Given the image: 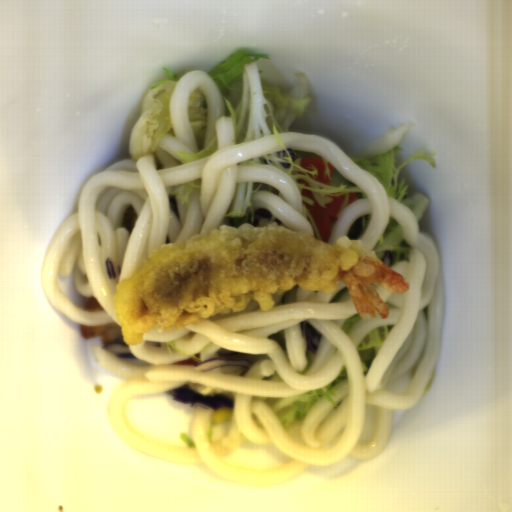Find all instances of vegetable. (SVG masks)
Wrapping results in <instances>:
<instances>
[{"label": "vegetable", "instance_id": "6e5ebb59", "mask_svg": "<svg viewBox=\"0 0 512 512\" xmlns=\"http://www.w3.org/2000/svg\"><path fill=\"white\" fill-rule=\"evenodd\" d=\"M270 184L260 181H239L235 184L234 193L225 219L231 224L253 220L254 212L251 198L255 191H270Z\"/></svg>", "mask_w": 512, "mask_h": 512}, {"label": "vegetable", "instance_id": "8f37a823", "mask_svg": "<svg viewBox=\"0 0 512 512\" xmlns=\"http://www.w3.org/2000/svg\"><path fill=\"white\" fill-rule=\"evenodd\" d=\"M411 249L400 223L390 215L384 231L370 251L392 269L399 263L409 261Z\"/></svg>", "mask_w": 512, "mask_h": 512}, {"label": "vegetable", "instance_id": "add77e79", "mask_svg": "<svg viewBox=\"0 0 512 512\" xmlns=\"http://www.w3.org/2000/svg\"><path fill=\"white\" fill-rule=\"evenodd\" d=\"M259 59L268 56L249 48H239L212 70L206 72L217 85L223 99L225 115L233 125L234 146L257 138L273 135L281 150L269 152L235 164L269 167L287 174L294 182L301 198L303 214L310 224L314 236L322 242L319 231L306 206L313 201L303 196L304 189L322 206L332 202L333 197H342L348 204L353 194L358 199L368 198L367 193L351 182L337 168L334 169L327 186L316 179L317 168L298 165L292 150L282 143L279 133L291 132L294 121L308 105V79L298 73L296 85L290 93H281L275 85L261 81Z\"/></svg>", "mask_w": 512, "mask_h": 512}, {"label": "vegetable", "instance_id": "ea0f7189", "mask_svg": "<svg viewBox=\"0 0 512 512\" xmlns=\"http://www.w3.org/2000/svg\"><path fill=\"white\" fill-rule=\"evenodd\" d=\"M412 127V122L395 125L380 137L359 148L349 159L362 170L370 172L384 187L388 197L406 204L414 213L418 224L430 206V199L420 192H408L409 185L404 178L397 180L400 172L409 164L418 161L437 166L434 152L420 148L408 156L400 166L397 157L402 151L401 142Z\"/></svg>", "mask_w": 512, "mask_h": 512}, {"label": "vegetable", "instance_id": "96ceb2fe", "mask_svg": "<svg viewBox=\"0 0 512 512\" xmlns=\"http://www.w3.org/2000/svg\"><path fill=\"white\" fill-rule=\"evenodd\" d=\"M348 383L347 370H343L329 384L293 397L274 398L270 411L275 418L286 428L302 424L310 408L318 400H327L337 408L334 394Z\"/></svg>", "mask_w": 512, "mask_h": 512}, {"label": "vegetable", "instance_id": "f1789d4c", "mask_svg": "<svg viewBox=\"0 0 512 512\" xmlns=\"http://www.w3.org/2000/svg\"><path fill=\"white\" fill-rule=\"evenodd\" d=\"M208 109V98L203 90L198 88L193 90L188 100V119L197 151L193 153L172 151L189 164L207 158L218 149V142L215 137L206 145Z\"/></svg>", "mask_w": 512, "mask_h": 512}, {"label": "vegetable", "instance_id": "8f987158", "mask_svg": "<svg viewBox=\"0 0 512 512\" xmlns=\"http://www.w3.org/2000/svg\"><path fill=\"white\" fill-rule=\"evenodd\" d=\"M371 220V213L370 214H364L357 218L350 226L348 232H347V238L356 240L360 237V235L363 233V231L368 226L369 222Z\"/></svg>", "mask_w": 512, "mask_h": 512}, {"label": "vegetable", "instance_id": "f7b5029e", "mask_svg": "<svg viewBox=\"0 0 512 512\" xmlns=\"http://www.w3.org/2000/svg\"><path fill=\"white\" fill-rule=\"evenodd\" d=\"M168 78L159 81L148 91L142 105L141 116L132 128L128 155L136 161L159 148L162 135H172L170 101L172 93L183 76L164 69Z\"/></svg>", "mask_w": 512, "mask_h": 512}, {"label": "vegetable", "instance_id": "b0100df1", "mask_svg": "<svg viewBox=\"0 0 512 512\" xmlns=\"http://www.w3.org/2000/svg\"><path fill=\"white\" fill-rule=\"evenodd\" d=\"M393 328L392 325L377 327L366 334L357 345L362 371L365 376Z\"/></svg>", "mask_w": 512, "mask_h": 512}]
</instances>
